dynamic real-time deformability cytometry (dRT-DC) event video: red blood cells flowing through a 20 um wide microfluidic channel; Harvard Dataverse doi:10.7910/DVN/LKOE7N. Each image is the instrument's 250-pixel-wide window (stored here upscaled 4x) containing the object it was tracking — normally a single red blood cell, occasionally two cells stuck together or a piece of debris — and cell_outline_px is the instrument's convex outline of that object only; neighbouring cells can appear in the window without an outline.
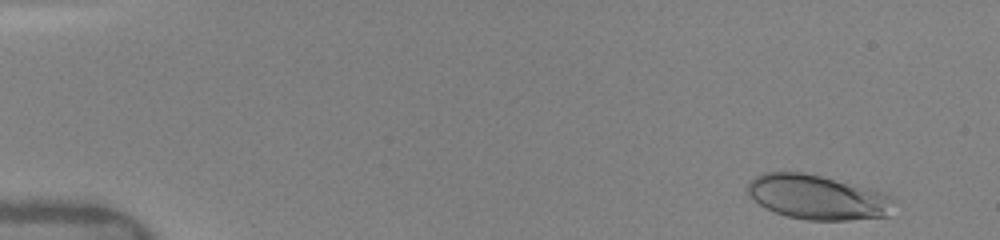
{"species": "human", "species_latin": "Homo sapiens", "temperature_condition": "warm", "stored_images_in_passage": 38, "camera_frame_rate_fps": 3000, "um_per_image_px": 0.085, "donor": {"sex": "female"}, "frame": {"image": 1, "passage_image": 1, "time_ms": 0.0, "image_size_px": [1000, 240], "cell_outline_px": [[892, 200], [888, 216], [848, 220], [808, 220], [788, 216], [776, 212], [760, 204], [748, 192], [748, 180], [764, 172], [800, 172], [820, 176], [880, 192], [888, 196]], "centroid_in_image_um": [69.42, 16.76], "position_along_channel_um": 15.6, "area_um2": 36.93}}
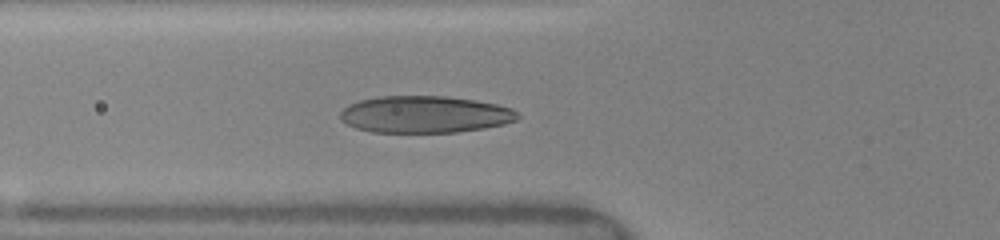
{"frame": {"image": 2, "passage_image": 15, "time_ms": 5.0, "image_size_px": [1000, 240], "cell_outline_px": [[520, 116], [516, 120], [504, 124], [484, 128], [456, 132], [372, 132], [356, 128], [340, 120], [340, 112], [348, 104], [360, 100], [376, 96], [448, 96], [476, 100], [496, 104], [512, 108]], "centroid_in_image_um": [36.1, 9.72], "position_along_channel_um": 89.7, "area_um2": 38.32}}
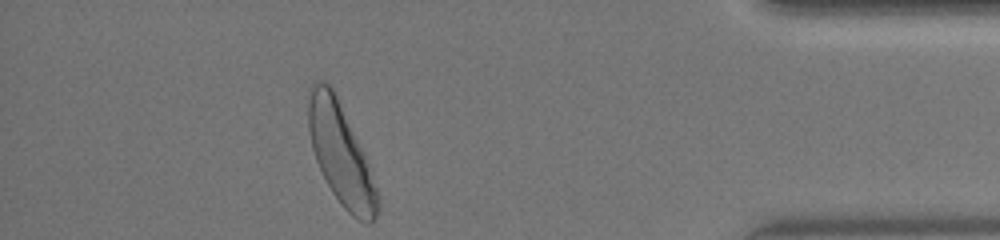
{"frame": {"image": 3, "passage_image": 38, "time_ms": 13.667, "image_size_px": [1000, 240], "cell_outline_px": [[380, 208], [372, 224], [368, 224], [356, 220], [340, 204], [332, 192], [316, 160], [312, 148], [308, 128], [308, 88], [316, 80], [324, 80], [332, 88], [372, 168], [380, 204]], "centroid_in_image_um": [28.99, 13.14], "position_along_channel_um": 406.2, "area_um2": 40.86}, "authors_computed_cell_mechanics": {"area_um2": 37.1943, "velocity_mm_per_s": 4.0758, "shape_relaxation_time_tau1_ms": 1.9138, "shape_relaxation_time_tau2_ms": null, "deformation_change_tau1": 0.1357, "deformation_change_tau2": null}}